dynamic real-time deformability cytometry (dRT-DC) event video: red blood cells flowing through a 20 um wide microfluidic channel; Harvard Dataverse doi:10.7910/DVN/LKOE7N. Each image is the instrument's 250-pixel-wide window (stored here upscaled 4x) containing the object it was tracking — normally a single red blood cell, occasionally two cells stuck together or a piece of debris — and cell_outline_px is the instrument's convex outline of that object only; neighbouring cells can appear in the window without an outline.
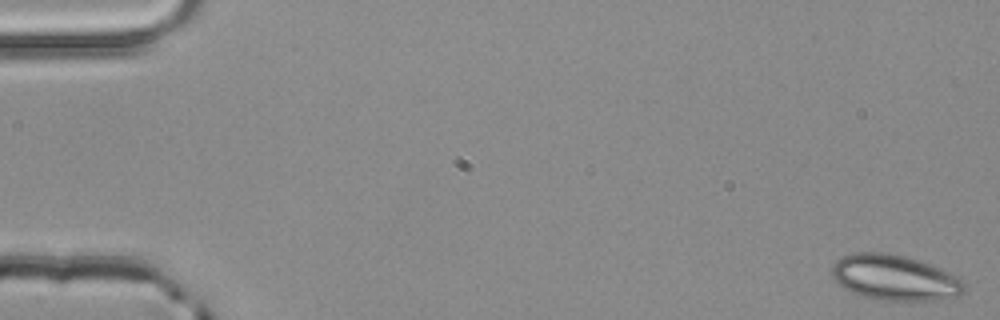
{"species": "common noctule bat (a hibernating species)", "species_latin": "Nyctalus noctula", "temperature_condition": "room temperature", "stored_images_in_passage": 3, "camera_frame_rate_fps": 3000, "um_per_image_px": 0.085, "animal": {"sex": "male", "body_mass_g": 20.4}, "frame": {"image": 1, "passage_image": 1, "time_ms": 0.0, "image_size_px": [1000, 320], "cell_outline_px": [[964, 292], [956, 296], [936, 300], [884, 300], [860, 296], [836, 284], [832, 280], [832, 264], [840, 256], [852, 252], [880, 252], [904, 256], [920, 260], [940, 268], [956, 276], [964, 284]], "centroid_in_image_um": [75.97, 23.59], "position_along_channel_um": 9.0, "area_um2": 35.2}}